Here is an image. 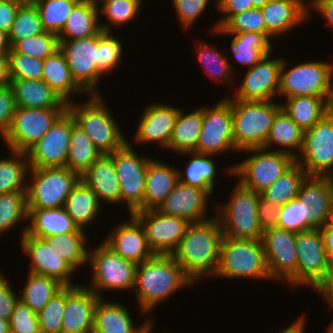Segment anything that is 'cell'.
Here are the masks:
<instances>
[{
  "mask_svg": "<svg viewBox=\"0 0 333 333\" xmlns=\"http://www.w3.org/2000/svg\"><path fill=\"white\" fill-rule=\"evenodd\" d=\"M224 234L217 216L189 223L172 256L193 281L212 275L218 269Z\"/></svg>",
  "mask_w": 333,
  "mask_h": 333,
  "instance_id": "6da1fadb",
  "label": "cell"
},
{
  "mask_svg": "<svg viewBox=\"0 0 333 333\" xmlns=\"http://www.w3.org/2000/svg\"><path fill=\"white\" fill-rule=\"evenodd\" d=\"M193 283L172 255L155 254L137 264L134 289L141 313L151 312L159 302Z\"/></svg>",
  "mask_w": 333,
  "mask_h": 333,
  "instance_id": "7a4b0ae2",
  "label": "cell"
},
{
  "mask_svg": "<svg viewBox=\"0 0 333 333\" xmlns=\"http://www.w3.org/2000/svg\"><path fill=\"white\" fill-rule=\"evenodd\" d=\"M232 128L236 149L262 148L281 105L272 101H242L232 98Z\"/></svg>",
  "mask_w": 333,
  "mask_h": 333,
  "instance_id": "3957f363",
  "label": "cell"
},
{
  "mask_svg": "<svg viewBox=\"0 0 333 333\" xmlns=\"http://www.w3.org/2000/svg\"><path fill=\"white\" fill-rule=\"evenodd\" d=\"M89 101L79 104L70 101L67 110L78 125L102 152L110 154L124 147L128 141L99 95H90Z\"/></svg>",
  "mask_w": 333,
  "mask_h": 333,
  "instance_id": "277c9868",
  "label": "cell"
},
{
  "mask_svg": "<svg viewBox=\"0 0 333 333\" xmlns=\"http://www.w3.org/2000/svg\"><path fill=\"white\" fill-rule=\"evenodd\" d=\"M271 279L261 239H233L223 236L220 259L214 277Z\"/></svg>",
  "mask_w": 333,
  "mask_h": 333,
  "instance_id": "5b68a950",
  "label": "cell"
},
{
  "mask_svg": "<svg viewBox=\"0 0 333 333\" xmlns=\"http://www.w3.org/2000/svg\"><path fill=\"white\" fill-rule=\"evenodd\" d=\"M234 188L229 202L222 205L220 213L216 214L224 236L233 239H261L263 232L257 214L261 193L243 186L239 181Z\"/></svg>",
  "mask_w": 333,
  "mask_h": 333,
  "instance_id": "8992f818",
  "label": "cell"
},
{
  "mask_svg": "<svg viewBox=\"0 0 333 333\" xmlns=\"http://www.w3.org/2000/svg\"><path fill=\"white\" fill-rule=\"evenodd\" d=\"M31 184L27 185L28 209L63 207L81 176L66 166L30 168Z\"/></svg>",
  "mask_w": 333,
  "mask_h": 333,
  "instance_id": "52a82bcc",
  "label": "cell"
},
{
  "mask_svg": "<svg viewBox=\"0 0 333 333\" xmlns=\"http://www.w3.org/2000/svg\"><path fill=\"white\" fill-rule=\"evenodd\" d=\"M244 151L255 153L244 161L227 168L230 174L238 176L239 182L255 192L261 193L278 179L295 162L292 155L276 150L252 148Z\"/></svg>",
  "mask_w": 333,
  "mask_h": 333,
  "instance_id": "ba28073f",
  "label": "cell"
},
{
  "mask_svg": "<svg viewBox=\"0 0 333 333\" xmlns=\"http://www.w3.org/2000/svg\"><path fill=\"white\" fill-rule=\"evenodd\" d=\"M286 63L283 59L278 95L286 98L298 96L333 98V65L327 62L310 61L286 71Z\"/></svg>",
  "mask_w": 333,
  "mask_h": 333,
  "instance_id": "9c48e42d",
  "label": "cell"
},
{
  "mask_svg": "<svg viewBox=\"0 0 333 333\" xmlns=\"http://www.w3.org/2000/svg\"><path fill=\"white\" fill-rule=\"evenodd\" d=\"M296 162L308 176L333 175V108L312 128L304 131L303 146Z\"/></svg>",
  "mask_w": 333,
  "mask_h": 333,
  "instance_id": "30bf717a",
  "label": "cell"
},
{
  "mask_svg": "<svg viewBox=\"0 0 333 333\" xmlns=\"http://www.w3.org/2000/svg\"><path fill=\"white\" fill-rule=\"evenodd\" d=\"M92 282L90 288L97 296L103 298L98 290H128L135 286L137 264L123 259L103 242L101 246L89 250ZM93 284V285H92Z\"/></svg>",
  "mask_w": 333,
  "mask_h": 333,
  "instance_id": "8fae6325",
  "label": "cell"
},
{
  "mask_svg": "<svg viewBox=\"0 0 333 333\" xmlns=\"http://www.w3.org/2000/svg\"><path fill=\"white\" fill-rule=\"evenodd\" d=\"M109 155L113 158L119 181L121 205L125 202L130 214L143 210L146 170L152 159L139 157L129 142Z\"/></svg>",
  "mask_w": 333,
  "mask_h": 333,
  "instance_id": "7c38bea8",
  "label": "cell"
},
{
  "mask_svg": "<svg viewBox=\"0 0 333 333\" xmlns=\"http://www.w3.org/2000/svg\"><path fill=\"white\" fill-rule=\"evenodd\" d=\"M67 108L17 107L4 142L12 151L26 152L33 146Z\"/></svg>",
  "mask_w": 333,
  "mask_h": 333,
  "instance_id": "4fadbf2b",
  "label": "cell"
},
{
  "mask_svg": "<svg viewBox=\"0 0 333 333\" xmlns=\"http://www.w3.org/2000/svg\"><path fill=\"white\" fill-rule=\"evenodd\" d=\"M297 251L296 288L312 286L317 289L326 279L329 258L319 228L295 233Z\"/></svg>",
  "mask_w": 333,
  "mask_h": 333,
  "instance_id": "5bb4252c",
  "label": "cell"
},
{
  "mask_svg": "<svg viewBox=\"0 0 333 333\" xmlns=\"http://www.w3.org/2000/svg\"><path fill=\"white\" fill-rule=\"evenodd\" d=\"M261 241L271 280L287 281L296 288L295 232L276 227L263 232Z\"/></svg>",
  "mask_w": 333,
  "mask_h": 333,
  "instance_id": "9a60e30c",
  "label": "cell"
},
{
  "mask_svg": "<svg viewBox=\"0 0 333 333\" xmlns=\"http://www.w3.org/2000/svg\"><path fill=\"white\" fill-rule=\"evenodd\" d=\"M76 84L89 95H99L101 73L98 71V35L71 41H59Z\"/></svg>",
  "mask_w": 333,
  "mask_h": 333,
  "instance_id": "2e32d148",
  "label": "cell"
},
{
  "mask_svg": "<svg viewBox=\"0 0 333 333\" xmlns=\"http://www.w3.org/2000/svg\"><path fill=\"white\" fill-rule=\"evenodd\" d=\"M214 107H203V123L197 152L210 155L236 150L232 128L231 102L221 99Z\"/></svg>",
  "mask_w": 333,
  "mask_h": 333,
  "instance_id": "e0dca14e",
  "label": "cell"
},
{
  "mask_svg": "<svg viewBox=\"0 0 333 333\" xmlns=\"http://www.w3.org/2000/svg\"><path fill=\"white\" fill-rule=\"evenodd\" d=\"M132 215L142 225L154 254L172 255L189 224L183 218L165 215L157 209L135 211Z\"/></svg>",
  "mask_w": 333,
  "mask_h": 333,
  "instance_id": "ac0fdd59",
  "label": "cell"
},
{
  "mask_svg": "<svg viewBox=\"0 0 333 333\" xmlns=\"http://www.w3.org/2000/svg\"><path fill=\"white\" fill-rule=\"evenodd\" d=\"M71 137V114L66 110L27 151L30 168L66 166Z\"/></svg>",
  "mask_w": 333,
  "mask_h": 333,
  "instance_id": "d6986e66",
  "label": "cell"
},
{
  "mask_svg": "<svg viewBox=\"0 0 333 333\" xmlns=\"http://www.w3.org/2000/svg\"><path fill=\"white\" fill-rule=\"evenodd\" d=\"M296 198L304 203L306 230L320 228L331 221L333 184L330 177L307 176Z\"/></svg>",
  "mask_w": 333,
  "mask_h": 333,
  "instance_id": "ffe728a7",
  "label": "cell"
},
{
  "mask_svg": "<svg viewBox=\"0 0 333 333\" xmlns=\"http://www.w3.org/2000/svg\"><path fill=\"white\" fill-rule=\"evenodd\" d=\"M265 55L253 67L247 69L245 77L233 99L242 101H271L278 94L282 59H269Z\"/></svg>",
  "mask_w": 333,
  "mask_h": 333,
  "instance_id": "44dd1931",
  "label": "cell"
},
{
  "mask_svg": "<svg viewBox=\"0 0 333 333\" xmlns=\"http://www.w3.org/2000/svg\"><path fill=\"white\" fill-rule=\"evenodd\" d=\"M99 299V296L84 285L66 286L61 333H92L94 311Z\"/></svg>",
  "mask_w": 333,
  "mask_h": 333,
  "instance_id": "7402d4cb",
  "label": "cell"
},
{
  "mask_svg": "<svg viewBox=\"0 0 333 333\" xmlns=\"http://www.w3.org/2000/svg\"><path fill=\"white\" fill-rule=\"evenodd\" d=\"M23 251L31 258L30 273L56 279L64 286H72L70 275L76 270L40 238L21 237Z\"/></svg>",
  "mask_w": 333,
  "mask_h": 333,
  "instance_id": "603a6c76",
  "label": "cell"
},
{
  "mask_svg": "<svg viewBox=\"0 0 333 333\" xmlns=\"http://www.w3.org/2000/svg\"><path fill=\"white\" fill-rule=\"evenodd\" d=\"M212 193L178 182L157 210L165 215L183 218L189 223L206 220L208 196Z\"/></svg>",
  "mask_w": 333,
  "mask_h": 333,
  "instance_id": "cb8c5ba5",
  "label": "cell"
},
{
  "mask_svg": "<svg viewBox=\"0 0 333 333\" xmlns=\"http://www.w3.org/2000/svg\"><path fill=\"white\" fill-rule=\"evenodd\" d=\"M130 219V222L117 225L116 230L111 232L103 243L123 259L140 264L155 254L148 246L140 222L132 214Z\"/></svg>",
  "mask_w": 333,
  "mask_h": 333,
  "instance_id": "d4e9b609",
  "label": "cell"
},
{
  "mask_svg": "<svg viewBox=\"0 0 333 333\" xmlns=\"http://www.w3.org/2000/svg\"><path fill=\"white\" fill-rule=\"evenodd\" d=\"M178 109L165 103L148 105L140 119L135 141L144 144L158 142L163 148L168 149Z\"/></svg>",
  "mask_w": 333,
  "mask_h": 333,
  "instance_id": "484cf974",
  "label": "cell"
},
{
  "mask_svg": "<svg viewBox=\"0 0 333 333\" xmlns=\"http://www.w3.org/2000/svg\"><path fill=\"white\" fill-rule=\"evenodd\" d=\"M305 0H270L261 12L266 24V36L271 39L287 33L298 24L305 22L309 15V7Z\"/></svg>",
  "mask_w": 333,
  "mask_h": 333,
  "instance_id": "4316f807",
  "label": "cell"
},
{
  "mask_svg": "<svg viewBox=\"0 0 333 333\" xmlns=\"http://www.w3.org/2000/svg\"><path fill=\"white\" fill-rule=\"evenodd\" d=\"M129 311L123 304L104 301L100 298L94 311L92 333H151L153 321L149 319L136 328Z\"/></svg>",
  "mask_w": 333,
  "mask_h": 333,
  "instance_id": "83f0119b",
  "label": "cell"
},
{
  "mask_svg": "<svg viewBox=\"0 0 333 333\" xmlns=\"http://www.w3.org/2000/svg\"><path fill=\"white\" fill-rule=\"evenodd\" d=\"M81 180L96 194L100 203L120 204V186L116 175L113 158L109 154H102L81 175Z\"/></svg>",
  "mask_w": 333,
  "mask_h": 333,
  "instance_id": "f1b7e54d",
  "label": "cell"
},
{
  "mask_svg": "<svg viewBox=\"0 0 333 333\" xmlns=\"http://www.w3.org/2000/svg\"><path fill=\"white\" fill-rule=\"evenodd\" d=\"M30 219V220H29ZM27 220L31 224L24 227L23 235L47 238L77 232L79 227L63 207L49 209H28Z\"/></svg>",
  "mask_w": 333,
  "mask_h": 333,
  "instance_id": "f546056e",
  "label": "cell"
},
{
  "mask_svg": "<svg viewBox=\"0 0 333 333\" xmlns=\"http://www.w3.org/2000/svg\"><path fill=\"white\" fill-rule=\"evenodd\" d=\"M17 107L20 108H67V102L42 79H11Z\"/></svg>",
  "mask_w": 333,
  "mask_h": 333,
  "instance_id": "4dcf8cb0",
  "label": "cell"
},
{
  "mask_svg": "<svg viewBox=\"0 0 333 333\" xmlns=\"http://www.w3.org/2000/svg\"><path fill=\"white\" fill-rule=\"evenodd\" d=\"M178 182L176 168L152 159L146 170L143 210L157 209Z\"/></svg>",
  "mask_w": 333,
  "mask_h": 333,
  "instance_id": "1f68e13d",
  "label": "cell"
},
{
  "mask_svg": "<svg viewBox=\"0 0 333 333\" xmlns=\"http://www.w3.org/2000/svg\"><path fill=\"white\" fill-rule=\"evenodd\" d=\"M99 6L94 0H80L72 9L58 34L59 41H71L98 35L101 31Z\"/></svg>",
  "mask_w": 333,
  "mask_h": 333,
  "instance_id": "d6a6232c",
  "label": "cell"
},
{
  "mask_svg": "<svg viewBox=\"0 0 333 333\" xmlns=\"http://www.w3.org/2000/svg\"><path fill=\"white\" fill-rule=\"evenodd\" d=\"M281 108L305 131L312 128L333 108V98L288 97Z\"/></svg>",
  "mask_w": 333,
  "mask_h": 333,
  "instance_id": "836d02e7",
  "label": "cell"
},
{
  "mask_svg": "<svg viewBox=\"0 0 333 333\" xmlns=\"http://www.w3.org/2000/svg\"><path fill=\"white\" fill-rule=\"evenodd\" d=\"M41 79L67 103L71 100V93L84 91L74 81L63 52L58 49L43 60V74Z\"/></svg>",
  "mask_w": 333,
  "mask_h": 333,
  "instance_id": "e575fe53",
  "label": "cell"
},
{
  "mask_svg": "<svg viewBox=\"0 0 333 333\" xmlns=\"http://www.w3.org/2000/svg\"><path fill=\"white\" fill-rule=\"evenodd\" d=\"M203 123V107L186 115L178 109L173 133L168 149L185 154L186 152H197V143Z\"/></svg>",
  "mask_w": 333,
  "mask_h": 333,
  "instance_id": "d590c367",
  "label": "cell"
},
{
  "mask_svg": "<svg viewBox=\"0 0 333 333\" xmlns=\"http://www.w3.org/2000/svg\"><path fill=\"white\" fill-rule=\"evenodd\" d=\"M100 204L92 189L80 180L71 190L63 208L79 229H84L97 218Z\"/></svg>",
  "mask_w": 333,
  "mask_h": 333,
  "instance_id": "8d00e7d4",
  "label": "cell"
},
{
  "mask_svg": "<svg viewBox=\"0 0 333 333\" xmlns=\"http://www.w3.org/2000/svg\"><path fill=\"white\" fill-rule=\"evenodd\" d=\"M304 130L281 108L275 115L270 133L262 148L268 149L272 144L283 147L280 151L297 157L293 150L301 152Z\"/></svg>",
  "mask_w": 333,
  "mask_h": 333,
  "instance_id": "74e56055",
  "label": "cell"
},
{
  "mask_svg": "<svg viewBox=\"0 0 333 333\" xmlns=\"http://www.w3.org/2000/svg\"><path fill=\"white\" fill-rule=\"evenodd\" d=\"M101 155L102 152L93 144L86 133L75 124L71 115V137L66 167L81 176Z\"/></svg>",
  "mask_w": 333,
  "mask_h": 333,
  "instance_id": "f35d334b",
  "label": "cell"
},
{
  "mask_svg": "<svg viewBox=\"0 0 333 333\" xmlns=\"http://www.w3.org/2000/svg\"><path fill=\"white\" fill-rule=\"evenodd\" d=\"M231 51L242 65L253 67L265 55L272 54V43L265 34L246 32L234 34Z\"/></svg>",
  "mask_w": 333,
  "mask_h": 333,
  "instance_id": "ab89813d",
  "label": "cell"
},
{
  "mask_svg": "<svg viewBox=\"0 0 333 333\" xmlns=\"http://www.w3.org/2000/svg\"><path fill=\"white\" fill-rule=\"evenodd\" d=\"M193 156L182 172L178 170L179 182L204 191H213L215 186L216 167L210 154L199 152H186ZM210 157V158H209Z\"/></svg>",
  "mask_w": 333,
  "mask_h": 333,
  "instance_id": "60d3db41",
  "label": "cell"
},
{
  "mask_svg": "<svg viewBox=\"0 0 333 333\" xmlns=\"http://www.w3.org/2000/svg\"><path fill=\"white\" fill-rule=\"evenodd\" d=\"M43 240L75 270L88 262L89 249L85 248L87 238L83 229L65 235L43 238Z\"/></svg>",
  "mask_w": 333,
  "mask_h": 333,
  "instance_id": "b9f144b4",
  "label": "cell"
},
{
  "mask_svg": "<svg viewBox=\"0 0 333 333\" xmlns=\"http://www.w3.org/2000/svg\"><path fill=\"white\" fill-rule=\"evenodd\" d=\"M307 176L302 167L295 162L268 188L262 191L261 195L280 207L284 206L297 197L300 186Z\"/></svg>",
  "mask_w": 333,
  "mask_h": 333,
  "instance_id": "7bdbcfd3",
  "label": "cell"
},
{
  "mask_svg": "<svg viewBox=\"0 0 333 333\" xmlns=\"http://www.w3.org/2000/svg\"><path fill=\"white\" fill-rule=\"evenodd\" d=\"M64 287L54 278L29 272L23 293L19 298L38 313Z\"/></svg>",
  "mask_w": 333,
  "mask_h": 333,
  "instance_id": "ee69618b",
  "label": "cell"
},
{
  "mask_svg": "<svg viewBox=\"0 0 333 333\" xmlns=\"http://www.w3.org/2000/svg\"><path fill=\"white\" fill-rule=\"evenodd\" d=\"M10 151L12 158L0 159V194L27 191V184H22L26 179V172L30 170L27 154Z\"/></svg>",
  "mask_w": 333,
  "mask_h": 333,
  "instance_id": "f6af8a7d",
  "label": "cell"
},
{
  "mask_svg": "<svg viewBox=\"0 0 333 333\" xmlns=\"http://www.w3.org/2000/svg\"><path fill=\"white\" fill-rule=\"evenodd\" d=\"M80 0H33L38 8L43 28L46 32L59 34L73 7Z\"/></svg>",
  "mask_w": 333,
  "mask_h": 333,
  "instance_id": "bcb514c9",
  "label": "cell"
},
{
  "mask_svg": "<svg viewBox=\"0 0 333 333\" xmlns=\"http://www.w3.org/2000/svg\"><path fill=\"white\" fill-rule=\"evenodd\" d=\"M27 217V191L0 194V235Z\"/></svg>",
  "mask_w": 333,
  "mask_h": 333,
  "instance_id": "7dc6e473",
  "label": "cell"
},
{
  "mask_svg": "<svg viewBox=\"0 0 333 333\" xmlns=\"http://www.w3.org/2000/svg\"><path fill=\"white\" fill-rule=\"evenodd\" d=\"M45 32L38 8L33 2L23 3L16 14L11 31L8 34L10 45L16 41Z\"/></svg>",
  "mask_w": 333,
  "mask_h": 333,
  "instance_id": "c3c4849f",
  "label": "cell"
},
{
  "mask_svg": "<svg viewBox=\"0 0 333 333\" xmlns=\"http://www.w3.org/2000/svg\"><path fill=\"white\" fill-rule=\"evenodd\" d=\"M142 1L143 0H99L98 3H102L99 12L109 21V24H100L102 30L104 32H111L112 24L121 27L125 23L134 20L139 10H141L140 6Z\"/></svg>",
  "mask_w": 333,
  "mask_h": 333,
  "instance_id": "681fc988",
  "label": "cell"
},
{
  "mask_svg": "<svg viewBox=\"0 0 333 333\" xmlns=\"http://www.w3.org/2000/svg\"><path fill=\"white\" fill-rule=\"evenodd\" d=\"M59 49L58 35L51 32H42L16 41L9 53H21L33 58L44 60Z\"/></svg>",
  "mask_w": 333,
  "mask_h": 333,
  "instance_id": "f907efd6",
  "label": "cell"
},
{
  "mask_svg": "<svg viewBox=\"0 0 333 333\" xmlns=\"http://www.w3.org/2000/svg\"><path fill=\"white\" fill-rule=\"evenodd\" d=\"M216 32L217 34H229L231 36L246 32H256L266 35V24L261 8H252L232 15Z\"/></svg>",
  "mask_w": 333,
  "mask_h": 333,
  "instance_id": "816d5d0a",
  "label": "cell"
},
{
  "mask_svg": "<svg viewBox=\"0 0 333 333\" xmlns=\"http://www.w3.org/2000/svg\"><path fill=\"white\" fill-rule=\"evenodd\" d=\"M197 51L198 58L201 60L202 65L206 67L209 76L211 75V79L221 82L228 81L230 83V76L233 75V66L228 62V58L223 56L224 54L204 43L198 44Z\"/></svg>",
  "mask_w": 333,
  "mask_h": 333,
  "instance_id": "f5cc1de1",
  "label": "cell"
},
{
  "mask_svg": "<svg viewBox=\"0 0 333 333\" xmlns=\"http://www.w3.org/2000/svg\"><path fill=\"white\" fill-rule=\"evenodd\" d=\"M111 34L103 30L98 34V71L102 75L115 70L121 62L123 45Z\"/></svg>",
  "mask_w": 333,
  "mask_h": 333,
  "instance_id": "db71d44e",
  "label": "cell"
},
{
  "mask_svg": "<svg viewBox=\"0 0 333 333\" xmlns=\"http://www.w3.org/2000/svg\"><path fill=\"white\" fill-rule=\"evenodd\" d=\"M65 304L66 286L37 313L42 333H61Z\"/></svg>",
  "mask_w": 333,
  "mask_h": 333,
  "instance_id": "11a10c76",
  "label": "cell"
},
{
  "mask_svg": "<svg viewBox=\"0 0 333 333\" xmlns=\"http://www.w3.org/2000/svg\"><path fill=\"white\" fill-rule=\"evenodd\" d=\"M11 79L41 80L43 60L21 53H9Z\"/></svg>",
  "mask_w": 333,
  "mask_h": 333,
  "instance_id": "9f6ffc18",
  "label": "cell"
},
{
  "mask_svg": "<svg viewBox=\"0 0 333 333\" xmlns=\"http://www.w3.org/2000/svg\"><path fill=\"white\" fill-rule=\"evenodd\" d=\"M295 233L306 231V218H304V203L297 198L290 200L280 207L278 226Z\"/></svg>",
  "mask_w": 333,
  "mask_h": 333,
  "instance_id": "6f0895ef",
  "label": "cell"
},
{
  "mask_svg": "<svg viewBox=\"0 0 333 333\" xmlns=\"http://www.w3.org/2000/svg\"><path fill=\"white\" fill-rule=\"evenodd\" d=\"M9 322L11 333L40 331L37 313L20 298L14 305V310Z\"/></svg>",
  "mask_w": 333,
  "mask_h": 333,
  "instance_id": "680465c9",
  "label": "cell"
},
{
  "mask_svg": "<svg viewBox=\"0 0 333 333\" xmlns=\"http://www.w3.org/2000/svg\"><path fill=\"white\" fill-rule=\"evenodd\" d=\"M179 21L188 30L203 13L209 0H172Z\"/></svg>",
  "mask_w": 333,
  "mask_h": 333,
  "instance_id": "91938a15",
  "label": "cell"
},
{
  "mask_svg": "<svg viewBox=\"0 0 333 333\" xmlns=\"http://www.w3.org/2000/svg\"><path fill=\"white\" fill-rule=\"evenodd\" d=\"M17 105L10 85L0 87V135L7 134L15 114Z\"/></svg>",
  "mask_w": 333,
  "mask_h": 333,
  "instance_id": "94428289",
  "label": "cell"
},
{
  "mask_svg": "<svg viewBox=\"0 0 333 333\" xmlns=\"http://www.w3.org/2000/svg\"><path fill=\"white\" fill-rule=\"evenodd\" d=\"M280 206L260 195L257 214L262 232L278 226Z\"/></svg>",
  "mask_w": 333,
  "mask_h": 333,
  "instance_id": "6125c7cd",
  "label": "cell"
},
{
  "mask_svg": "<svg viewBox=\"0 0 333 333\" xmlns=\"http://www.w3.org/2000/svg\"><path fill=\"white\" fill-rule=\"evenodd\" d=\"M215 7L224 13L223 19L217 21L212 28L215 33L232 15L254 8L251 0H220Z\"/></svg>",
  "mask_w": 333,
  "mask_h": 333,
  "instance_id": "be15d7a7",
  "label": "cell"
},
{
  "mask_svg": "<svg viewBox=\"0 0 333 333\" xmlns=\"http://www.w3.org/2000/svg\"><path fill=\"white\" fill-rule=\"evenodd\" d=\"M18 299L19 296L16 295L0 272V318L10 321L14 305Z\"/></svg>",
  "mask_w": 333,
  "mask_h": 333,
  "instance_id": "e7e4bbea",
  "label": "cell"
},
{
  "mask_svg": "<svg viewBox=\"0 0 333 333\" xmlns=\"http://www.w3.org/2000/svg\"><path fill=\"white\" fill-rule=\"evenodd\" d=\"M23 2L19 0H0V31L9 34L17 11Z\"/></svg>",
  "mask_w": 333,
  "mask_h": 333,
  "instance_id": "03108f58",
  "label": "cell"
},
{
  "mask_svg": "<svg viewBox=\"0 0 333 333\" xmlns=\"http://www.w3.org/2000/svg\"><path fill=\"white\" fill-rule=\"evenodd\" d=\"M321 292L327 301V304L333 308V259L329 261V270L326 279L323 283L316 289Z\"/></svg>",
  "mask_w": 333,
  "mask_h": 333,
  "instance_id": "003e7915",
  "label": "cell"
},
{
  "mask_svg": "<svg viewBox=\"0 0 333 333\" xmlns=\"http://www.w3.org/2000/svg\"><path fill=\"white\" fill-rule=\"evenodd\" d=\"M310 7H314L333 28V0H310Z\"/></svg>",
  "mask_w": 333,
  "mask_h": 333,
  "instance_id": "a7ac6f4b",
  "label": "cell"
},
{
  "mask_svg": "<svg viewBox=\"0 0 333 333\" xmlns=\"http://www.w3.org/2000/svg\"><path fill=\"white\" fill-rule=\"evenodd\" d=\"M319 229L323 238L327 257L331 260L333 259V223L330 221Z\"/></svg>",
  "mask_w": 333,
  "mask_h": 333,
  "instance_id": "89a4df30",
  "label": "cell"
},
{
  "mask_svg": "<svg viewBox=\"0 0 333 333\" xmlns=\"http://www.w3.org/2000/svg\"><path fill=\"white\" fill-rule=\"evenodd\" d=\"M10 67L8 55H0V87L10 85Z\"/></svg>",
  "mask_w": 333,
  "mask_h": 333,
  "instance_id": "2644e50d",
  "label": "cell"
},
{
  "mask_svg": "<svg viewBox=\"0 0 333 333\" xmlns=\"http://www.w3.org/2000/svg\"><path fill=\"white\" fill-rule=\"evenodd\" d=\"M305 318L301 316L296 322L292 323L290 326L286 327L279 333H304Z\"/></svg>",
  "mask_w": 333,
  "mask_h": 333,
  "instance_id": "8c879c8a",
  "label": "cell"
},
{
  "mask_svg": "<svg viewBox=\"0 0 333 333\" xmlns=\"http://www.w3.org/2000/svg\"><path fill=\"white\" fill-rule=\"evenodd\" d=\"M11 51V45L8 39V34L0 31V55H8Z\"/></svg>",
  "mask_w": 333,
  "mask_h": 333,
  "instance_id": "753ad0ef",
  "label": "cell"
},
{
  "mask_svg": "<svg viewBox=\"0 0 333 333\" xmlns=\"http://www.w3.org/2000/svg\"><path fill=\"white\" fill-rule=\"evenodd\" d=\"M0 333H11L9 320L0 318Z\"/></svg>",
  "mask_w": 333,
  "mask_h": 333,
  "instance_id": "34e18365",
  "label": "cell"
},
{
  "mask_svg": "<svg viewBox=\"0 0 333 333\" xmlns=\"http://www.w3.org/2000/svg\"><path fill=\"white\" fill-rule=\"evenodd\" d=\"M254 8H262L270 0H251Z\"/></svg>",
  "mask_w": 333,
  "mask_h": 333,
  "instance_id": "11e5206c",
  "label": "cell"
},
{
  "mask_svg": "<svg viewBox=\"0 0 333 333\" xmlns=\"http://www.w3.org/2000/svg\"><path fill=\"white\" fill-rule=\"evenodd\" d=\"M328 333H333V321L330 323L329 327L327 328Z\"/></svg>",
  "mask_w": 333,
  "mask_h": 333,
  "instance_id": "2a66077c",
  "label": "cell"
},
{
  "mask_svg": "<svg viewBox=\"0 0 333 333\" xmlns=\"http://www.w3.org/2000/svg\"><path fill=\"white\" fill-rule=\"evenodd\" d=\"M19 1L26 3V2H32L33 0H19Z\"/></svg>",
  "mask_w": 333,
  "mask_h": 333,
  "instance_id": "b9fcfbb0",
  "label": "cell"
},
{
  "mask_svg": "<svg viewBox=\"0 0 333 333\" xmlns=\"http://www.w3.org/2000/svg\"><path fill=\"white\" fill-rule=\"evenodd\" d=\"M30 333H42L41 331H33V332H30Z\"/></svg>",
  "mask_w": 333,
  "mask_h": 333,
  "instance_id": "09005b40",
  "label": "cell"
},
{
  "mask_svg": "<svg viewBox=\"0 0 333 333\" xmlns=\"http://www.w3.org/2000/svg\"><path fill=\"white\" fill-rule=\"evenodd\" d=\"M330 180H331V182H332V184H333V175L330 177Z\"/></svg>",
  "mask_w": 333,
  "mask_h": 333,
  "instance_id": "979ff035",
  "label": "cell"
}]
</instances>
